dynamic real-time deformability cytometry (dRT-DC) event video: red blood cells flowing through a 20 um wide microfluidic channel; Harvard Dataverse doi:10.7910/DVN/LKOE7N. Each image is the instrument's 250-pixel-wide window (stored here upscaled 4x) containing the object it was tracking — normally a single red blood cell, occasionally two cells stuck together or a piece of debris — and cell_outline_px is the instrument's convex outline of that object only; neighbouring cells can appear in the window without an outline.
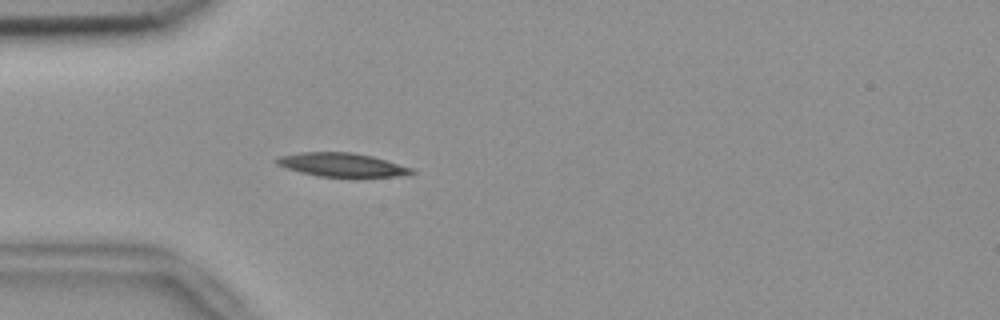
{"species": "common noctule bat (a hibernating species)", "species_latin": "Nyctalus noctula", "temperature_condition": "room temperature", "stored_images_in_passage": 54, "camera_frame_rate_fps": 3000, "um_per_image_px": 0.085, "animal": {"sex": "female", "body_mass_g": 18.4}, "frame": {"image": 1, "passage_image": 15, "time_ms": 4.667, "image_size_px": [1000, 320], "cell_outline_px": [[416, 172], [396, 176], [356, 180], [320, 176], [300, 172], [276, 164], [272, 160], [280, 156], [304, 152], [352, 152], [372, 156], [412, 168]], "centroid_in_image_um": [29.09, 14.05], "position_along_channel_um": 55.9, "area_um2": 19.31}}
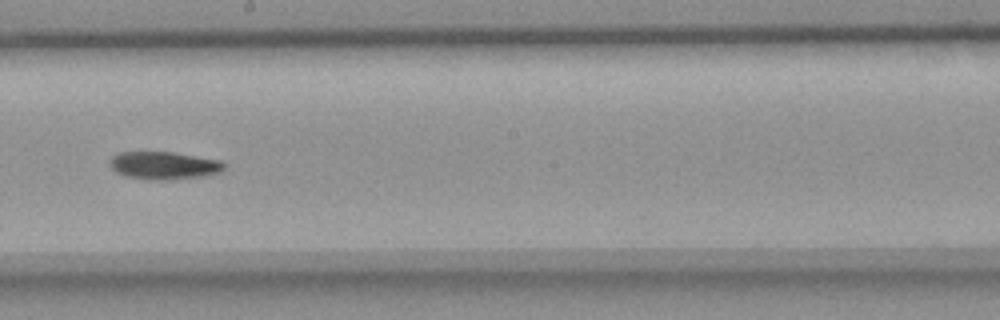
{"frame": {"image": 2, "passage_image": 30, "time_ms": 9.667, "image_size_px": [1000, 320], "cell_outline_px": [[228, 164], [220, 172], [204, 176], [172, 180], [148, 180], [124, 176], [116, 172], [108, 164], [108, 160], [112, 156], [120, 152], [172, 152], [220, 160]], "centroid_in_image_um": [13.92, 14.07], "position_along_channel_um": 234.3, "area_um2": 18.79}}
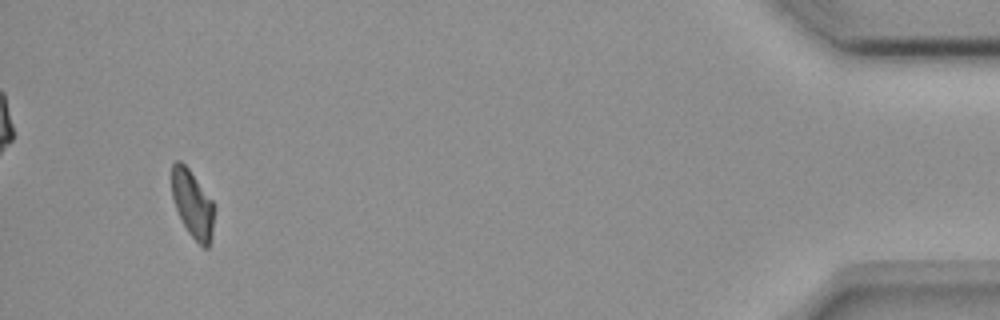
{"frame": {"image": 3, "passage_image": 51, "time_ms": 16.667, "image_size_px": [1000, 320], "cell_outline_px": [[216, 208], [212, 236], [208, 248], [204, 248], [188, 232], [176, 208], [172, 196], [172, 164], [176, 160], [180, 160], [188, 168], [212, 200]], "centroid_in_image_um": [16.4, 17.35], "position_along_channel_um": 418.8, "area_um2": 16.65}, "authors_computed_cell_mechanics": {"area_um2": 18.0336, "velocity_mm_per_s": 3.6967, "shape_relaxation_time_tau1_ms": 7.3934, "shape_relaxation_time_tau2_ms": null, "deformation_change_tau1": 0.179, "deformation_change_tau2": null}}